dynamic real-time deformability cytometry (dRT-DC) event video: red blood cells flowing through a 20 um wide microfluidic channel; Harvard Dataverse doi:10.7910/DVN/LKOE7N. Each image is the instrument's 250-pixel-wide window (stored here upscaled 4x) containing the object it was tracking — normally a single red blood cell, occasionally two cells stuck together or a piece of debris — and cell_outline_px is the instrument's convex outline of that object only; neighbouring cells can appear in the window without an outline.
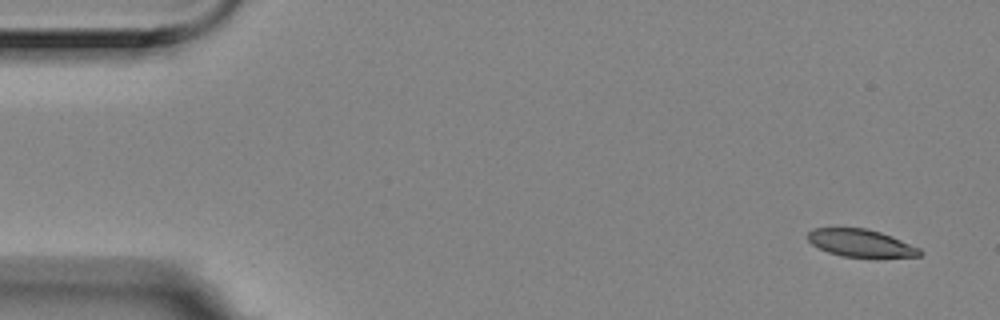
{"species": "Egyptian fruit bat (a non-hibernating species)", "species_latin": "Rousettus aegyptiacus", "temperature_condition": "room temperature", "stored_images_in_passage": 7, "camera_frame_rate_fps": 3000, "um_per_image_px": 0.085, "animal": {"sex": "female"}, "frame": {"image": 1, "passage_image": 1, "time_ms": 0.0, "image_size_px": [1000, 320], "cell_outline_px": [[924, 252], [920, 256], [840, 256], [828, 252], [812, 244], [808, 240], [808, 232], [812, 228], [864, 228], [880, 232], [892, 236], [920, 248]], "centroid_in_image_um": [73.15, 20.64], "position_along_channel_um": 11.8, "area_um2": 17.63}}
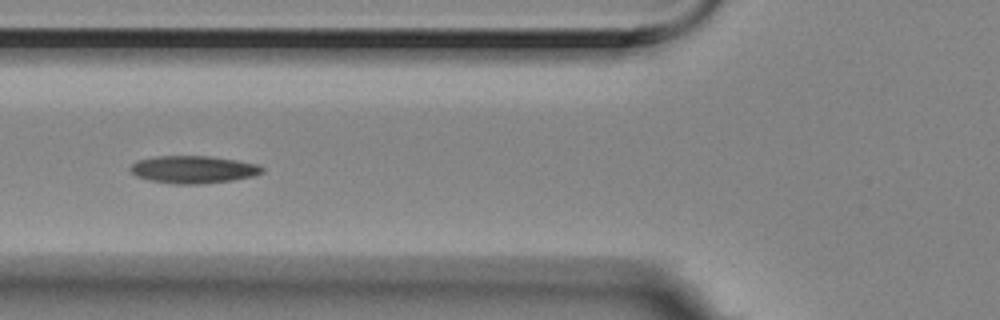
{"frame": {"image": 2, "passage_image": 6, "time_ms": 1.667, "image_size_px": [1000, 320], "cell_outline_px": [[264, 172], [252, 176], [232, 180], [200, 184], [176, 184], [148, 180], [136, 176], [128, 168], [136, 160], [156, 156], [208, 156], [236, 160], [256, 164], [264, 168]], "centroid_in_image_um": [16.39, 14.4], "position_along_channel_um": 109.4, "area_um2": 21.1}}
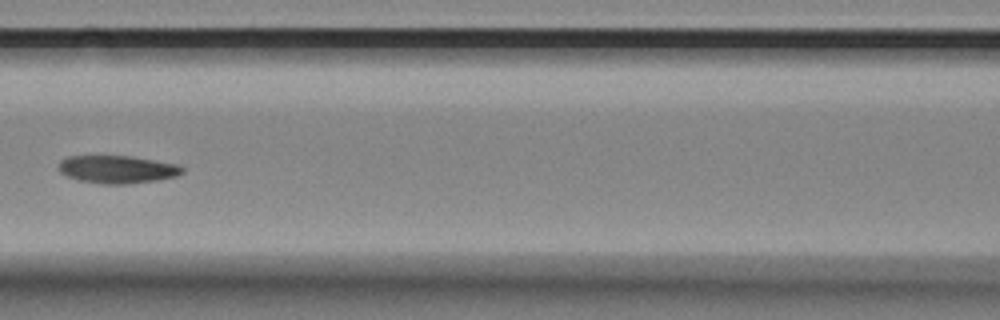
{"frame": {"image": 3, "passage_image": 7, "time_ms": 2.0, "image_size_px": [1000, 320], "cell_outline_px": [[184, 172], [176, 176], [156, 180], [128, 184], [100, 184], [80, 180], [68, 176], [60, 172], [60, 160], [68, 156], [132, 156], [180, 164], [184, 168]], "centroid_in_image_um": [10.02, 14.39], "position_along_channel_um": 156.6, "area_um2": 20.06}}